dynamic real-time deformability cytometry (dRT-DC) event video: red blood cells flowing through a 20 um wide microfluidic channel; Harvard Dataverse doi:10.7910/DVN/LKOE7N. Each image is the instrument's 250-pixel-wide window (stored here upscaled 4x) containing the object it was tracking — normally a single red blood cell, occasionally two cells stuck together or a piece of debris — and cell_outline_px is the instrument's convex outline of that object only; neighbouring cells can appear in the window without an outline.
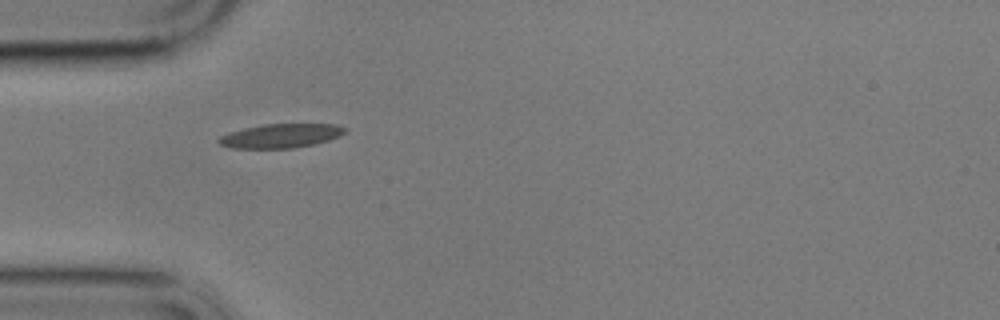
{"species": "common noctule bat (a hibernating species)", "species_latin": "Nyctalus noctula", "temperature_condition": "cold", "stored_images_in_passage": 6, "camera_frame_rate_fps": 3000, "um_per_image_px": 0.085, "animal": {"sex": "male", "body_mass_g": 17.9}, "frame": {"image": 1, "passage_image": 5, "time_ms": 5.0, "image_size_px": [1000, 320], "cell_outline_px": [[344, 132], [340, 136], [328, 140], [312, 144], [292, 148], [232, 148], [220, 144], [216, 140], [220, 136], [228, 132], [244, 128], [264, 124], [336, 124], [344, 128]], "centroid_in_image_um": [23.81, 11.54], "position_along_channel_um": 61.2, "area_um2": 17.51}}
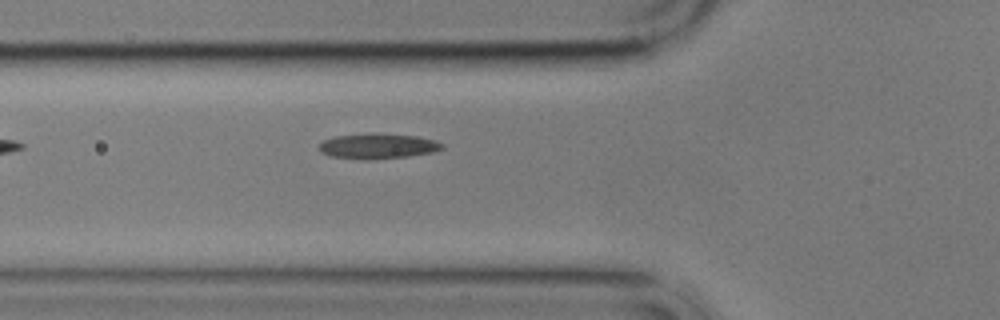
{"frame": {"image": 2, "passage_image": 6, "time_ms": 6.0, "image_size_px": [1000, 320], "cell_outline_px": [[444, 148], [432, 152], [408, 156], [368, 160], [328, 156], [320, 152], [320, 144], [324, 140], [336, 136], [372, 132], [416, 136], [432, 140], [444, 144]], "centroid_in_image_um": [32.09, 12.41], "position_along_channel_um": 93.7, "area_um2": 18.15}}